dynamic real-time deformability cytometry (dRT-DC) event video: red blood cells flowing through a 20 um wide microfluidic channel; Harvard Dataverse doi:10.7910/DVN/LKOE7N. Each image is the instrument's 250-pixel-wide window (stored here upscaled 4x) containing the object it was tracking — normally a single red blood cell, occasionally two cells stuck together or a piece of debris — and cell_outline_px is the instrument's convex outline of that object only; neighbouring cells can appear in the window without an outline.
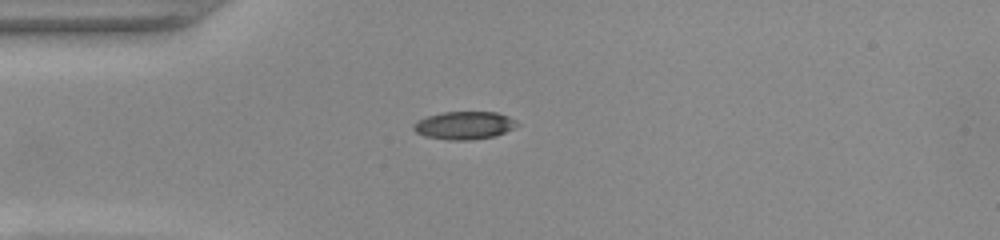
{"species": "common noctule bat (a hibernating species)", "species_latin": "Nyctalus noctula", "temperature_condition": "warm", "stored_images_in_passage": 22, "camera_frame_rate_fps": 3000, "um_per_image_px": 0.085, "animal": {"sex": "female", "body_mass_g": 22.0, "forearm_length_mm": 56.7}, "frame": {"image": 1, "passage_image": 1, "time_ms": 0.0, "image_size_px": [1000, 240], "cell_outline_px": [[520, 124], [496, 136], [468, 140], [448, 140], [424, 136], [416, 132], [412, 128], [420, 120], [428, 116], [444, 112], [496, 112], [508, 116], [516, 120]], "centroid_in_image_um": [39.49, 10.66], "position_along_channel_um": 45.5, "area_um2": 16.65}}
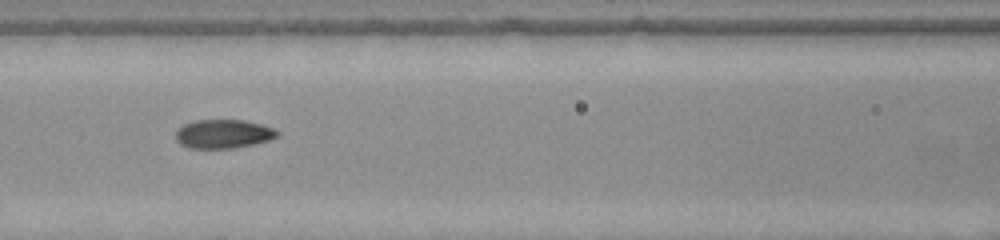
{"frame": {"image": 2, "passage_image": 10, "time_ms": 3.0, "image_size_px": [1000, 240], "cell_outline_px": [[280, 136], [256, 144], [232, 148], [188, 148], [180, 144], [176, 140], [176, 128], [184, 124], [196, 120], [244, 120], [260, 124], [272, 128], [280, 132]], "centroid_in_image_um": [18.98, 11.38], "position_along_channel_um": 147.6, "area_um2": 17.17}}
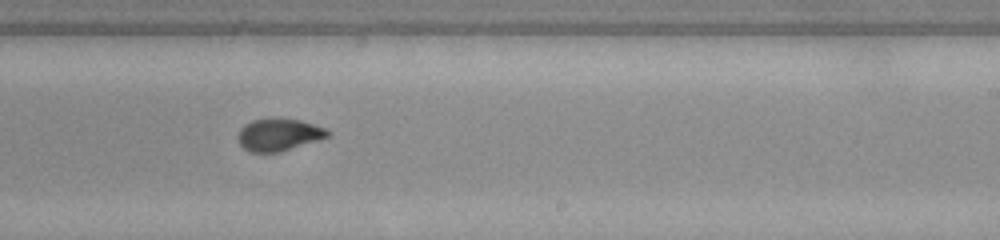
{"frame": {"image": 3, "passage_image": 19, "time_ms": 6.0, "image_size_px": [1000, 240], "cell_outline_px": [[332, 132], [328, 136], [280, 152], [248, 152], [240, 144], [240, 128], [244, 124], [252, 120], [300, 120], [324, 128]], "centroid_in_image_um": [23.69, 11.47], "position_along_channel_um": 265.3, "area_um2": 16.18}}